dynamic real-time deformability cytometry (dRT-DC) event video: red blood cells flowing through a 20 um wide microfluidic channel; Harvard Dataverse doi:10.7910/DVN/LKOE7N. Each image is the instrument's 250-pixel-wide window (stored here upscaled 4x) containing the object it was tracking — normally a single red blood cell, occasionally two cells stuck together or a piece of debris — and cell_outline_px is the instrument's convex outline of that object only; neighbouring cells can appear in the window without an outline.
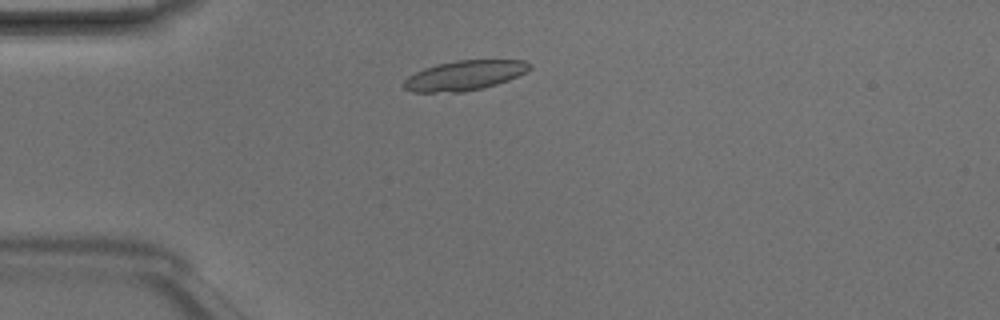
{"species": "Egyptian fruit bat (a non-hibernating species)", "species_latin": "Rousettus aegyptiacus", "temperature_condition": "room temperature", "stored_images_in_passage": 3, "camera_frame_rate_fps": 3000, "um_per_image_px": 0.085, "animal": {"sex": "male"}, "frame": {"image": 1, "passage_image": 1, "time_ms": 0.0, "image_size_px": [1000, 320], "cell_outline_px": [[532, 68], [528, 72], [508, 80], [496, 84], [464, 92], [412, 92], [404, 88], [400, 84], [408, 76], [424, 68], [436, 64], [456, 60], [524, 60], [532, 64]], "centroid_in_image_um": [39.48, 6.41], "position_along_channel_um": 45.5, "area_um2": 22.02}}